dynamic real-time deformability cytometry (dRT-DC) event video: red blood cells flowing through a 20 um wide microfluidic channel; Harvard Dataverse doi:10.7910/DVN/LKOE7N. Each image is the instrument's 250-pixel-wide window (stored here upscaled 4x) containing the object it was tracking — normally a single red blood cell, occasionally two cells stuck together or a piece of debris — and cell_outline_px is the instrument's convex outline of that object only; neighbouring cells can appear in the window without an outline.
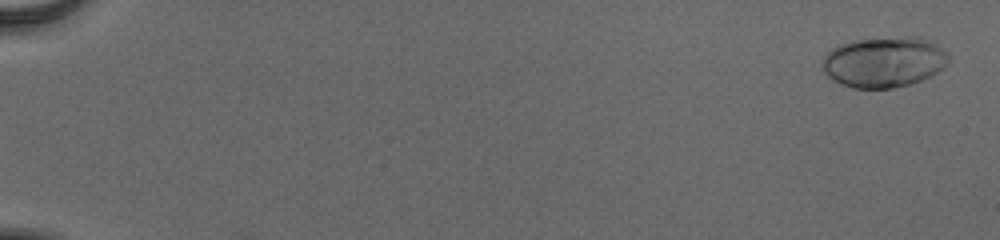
{"species": "human", "species_latin": "Homo sapiens", "temperature_condition": "cold", "stored_images_in_passage": 4, "camera_frame_rate_fps": 3000, "um_per_image_px": 0.085, "donor": {"sex": "male"}, "frame": {"image": 1, "passage_image": 2, "time_ms": 0.333, "image_size_px": [1000, 240], "cell_outline_px": [[952, 60], [944, 68], [932, 76], [908, 84], [892, 88], [852, 88], [840, 84], [832, 80], [820, 68], [820, 64], [824, 56], [832, 48], [840, 44], [852, 40], [908, 36], [920, 36], [936, 40], [952, 56]], "centroid_in_image_um": [75.21, 5.24], "position_along_channel_um": 9.8, "area_um2": 38.32}}